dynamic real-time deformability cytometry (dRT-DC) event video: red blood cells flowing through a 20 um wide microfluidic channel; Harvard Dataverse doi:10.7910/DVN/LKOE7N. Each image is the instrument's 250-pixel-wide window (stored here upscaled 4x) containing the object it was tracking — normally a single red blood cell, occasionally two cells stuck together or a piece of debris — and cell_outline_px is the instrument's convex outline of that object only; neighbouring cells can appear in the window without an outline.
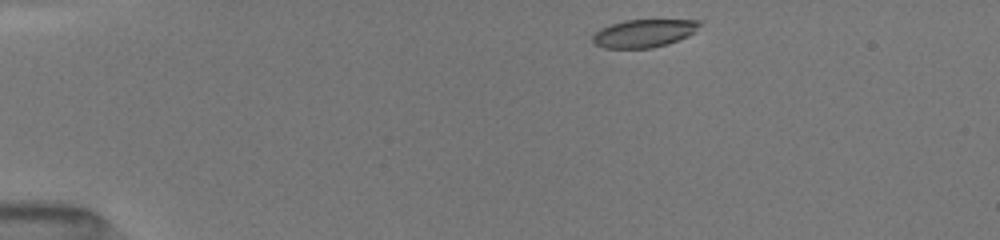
{"species": "common noctule bat (a hibernating species)", "species_latin": "Nyctalus noctula", "temperature_condition": "room temperature", "stored_images_in_passage": 42, "camera_frame_rate_fps": 3000, "um_per_image_px": 0.085, "animal": {"sex": "female", "body_mass_g": 19.5, "forearm_length_mm": 54.1}, "frame": {"image": 1, "passage_image": 1, "time_ms": 0.0, "image_size_px": [1000, 240], "cell_outline_px": [[704, 20], [696, 32], [688, 36], [668, 44], [652, 48], [604, 48], [596, 44], [592, 40], [592, 36], [600, 28], [624, 20]], "centroid_in_image_um": [54.77, 2.83], "position_along_channel_um": 30.2, "area_um2": 17.51}}
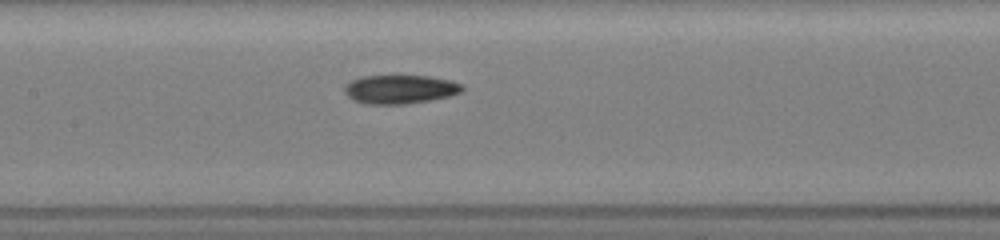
{"frame": {"image": 2, "passage_image": 17, "time_ms": 5.333, "image_size_px": [1000, 240], "cell_outline_px": [[464, 92], [448, 96], [428, 100], [404, 104], [368, 104], [352, 100], [344, 92], [344, 84], [360, 76], [428, 76], [452, 80], [464, 84]], "centroid_in_image_um": [34.01, 7.58], "position_along_channel_um": 173.4, "area_um2": 19.88}}
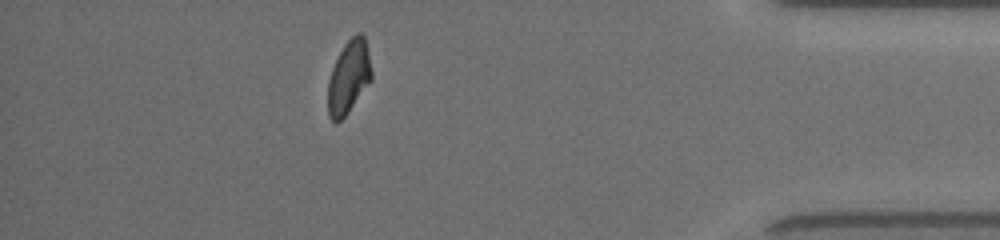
{"frame": {"image": 3, "passage_image": 37, "time_ms": 12.0, "image_size_px": [1000, 240], "cell_outline_px": [[372, 80], [344, 116], [336, 124], [328, 116], [328, 80], [332, 68], [344, 44], [356, 32], [360, 32], [364, 36], [368, 52], [372, 72]], "centroid_in_image_um": [29.64, 6.54], "position_along_channel_um": 405.6, "area_um2": 18.44}, "authors_computed_cell_mechanics": {"area_um2": 19.2185, "velocity_mm_per_s": 4.0502, "shape_relaxation_time_tau1_ms": null, "shape_relaxation_time_tau2_ms": 2.4785, "deformation_change_tau1": null, "deformation_change_tau2": 0.0876}}